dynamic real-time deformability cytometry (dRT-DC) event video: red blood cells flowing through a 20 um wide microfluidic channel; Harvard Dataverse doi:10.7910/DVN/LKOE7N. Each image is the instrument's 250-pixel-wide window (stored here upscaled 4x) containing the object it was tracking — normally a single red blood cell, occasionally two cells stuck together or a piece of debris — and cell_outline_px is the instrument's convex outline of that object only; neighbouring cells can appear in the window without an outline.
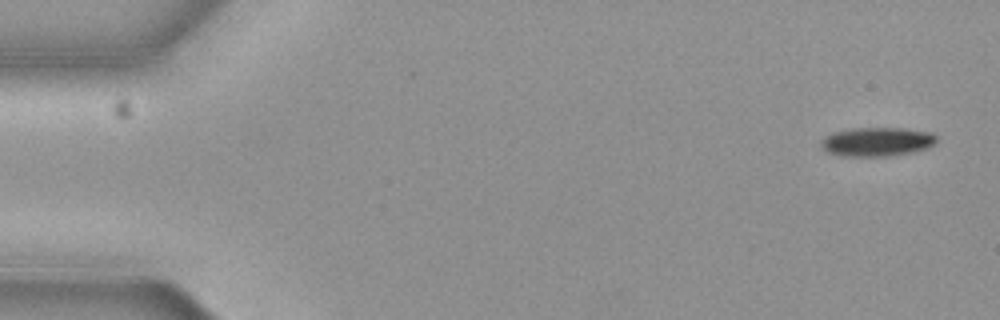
{"species": "common noctule bat (a hibernating species)", "species_latin": "Nyctalus noctula", "temperature_condition": "cold", "stored_images_in_passage": 8, "camera_frame_rate_fps": 3000, "um_per_image_px": 0.085, "animal": {"sex": "female", "body_mass_g": 19.3, "forearm_length_mm": 54.1}, "frame": {"image": 1, "passage_image": 1, "time_ms": 0.0, "image_size_px": [1000, 320], "cell_outline_px": [[936, 140], [932, 144], [924, 148], [912, 152], [888, 156], [840, 156], [828, 152], [820, 144], [828, 136], [836, 132], [856, 128], [904, 128], [928, 132], [936, 136]], "centroid_in_image_um": [74.55, 12.05], "position_along_channel_um": 10.5, "area_um2": 18.96}}
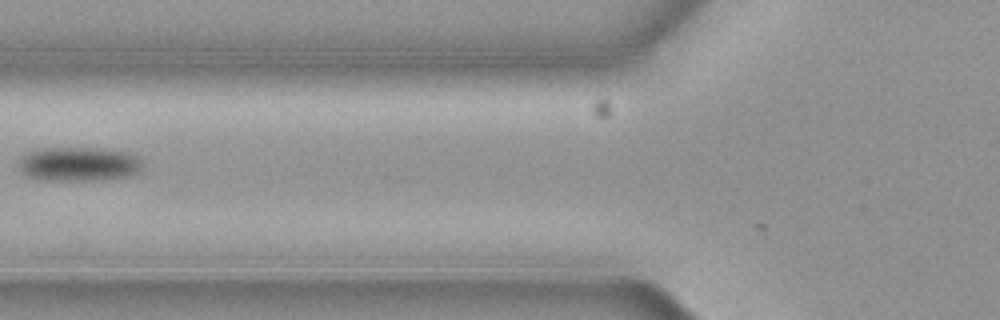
{"frame": {"image": 2, "passage_image": 6, "time_ms": 1.667, "image_size_px": [1000, 320], "cell_outline_px": [[144, 164], [136, 172], [124, 176], [96, 180], [44, 180], [28, 176], [20, 168], [20, 160], [28, 152], [40, 148], [112, 148], [128, 152], [144, 160]], "centroid_in_image_um": [6.74, 13.92], "position_along_channel_um": 119.1, "area_um2": 24.57}}
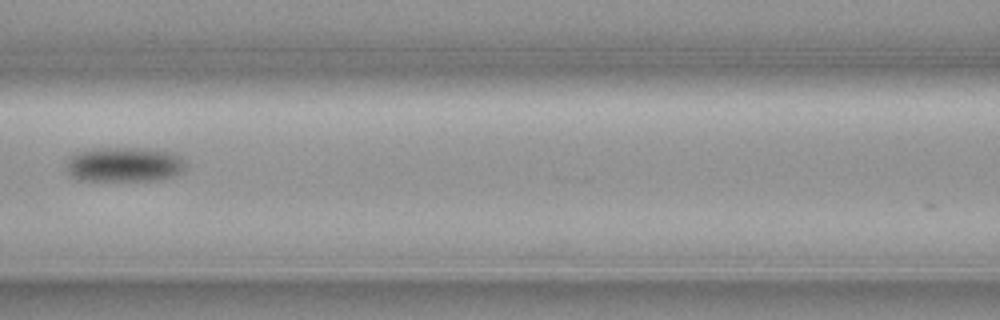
{"frame": {"image": 3, "passage_image": 7, "time_ms": 2.0, "image_size_px": [1000, 320], "cell_outline_px": [[188, 164], [184, 172], [176, 176], [160, 180], [76, 180], [68, 172], [64, 164], [68, 156], [76, 152], [88, 148], [144, 148], [180, 152]], "centroid_in_image_um": [10.63, 13.96], "position_along_channel_um": 156.0, "area_um2": 25.2}}